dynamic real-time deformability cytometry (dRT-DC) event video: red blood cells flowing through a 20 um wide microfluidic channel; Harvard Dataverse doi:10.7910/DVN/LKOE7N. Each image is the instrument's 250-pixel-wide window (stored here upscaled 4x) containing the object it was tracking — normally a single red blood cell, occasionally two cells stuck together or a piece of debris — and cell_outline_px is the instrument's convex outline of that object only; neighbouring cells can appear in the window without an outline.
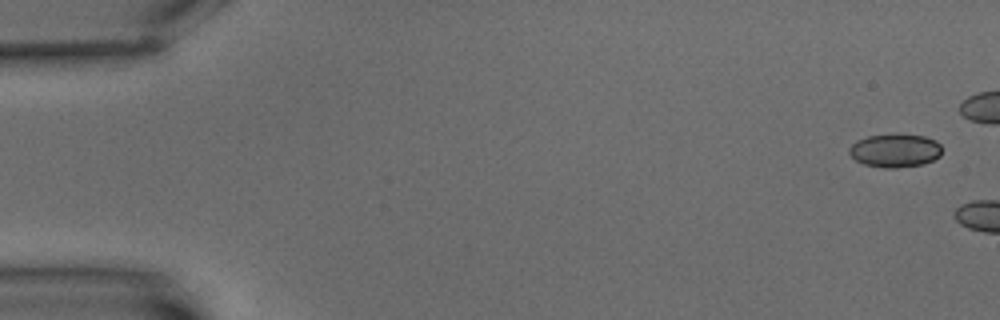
{"species": "common noctule bat (a hibernating species)", "species_latin": "Nyctalus noctula", "temperature_condition": "warm", "stored_images_in_passage": 3, "camera_frame_rate_fps": 3000, "um_per_image_px": 0.085, "animal": {"sex": "male", "body_mass_g": 15.6}, "frame": {"image": 1, "passage_image": 1, "time_ms": 0.0, "image_size_px": [1000, 320], "cell_outline_px": [[940, 156], [924, 164], [896, 168], [884, 168], [864, 164], [856, 160], [848, 152], [848, 148], [856, 140], [868, 136], [924, 136], [936, 140], [940, 144]], "centroid_in_image_um": [76.06, 12.83], "position_along_channel_um": 8.9, "area_um2": 17.63}}